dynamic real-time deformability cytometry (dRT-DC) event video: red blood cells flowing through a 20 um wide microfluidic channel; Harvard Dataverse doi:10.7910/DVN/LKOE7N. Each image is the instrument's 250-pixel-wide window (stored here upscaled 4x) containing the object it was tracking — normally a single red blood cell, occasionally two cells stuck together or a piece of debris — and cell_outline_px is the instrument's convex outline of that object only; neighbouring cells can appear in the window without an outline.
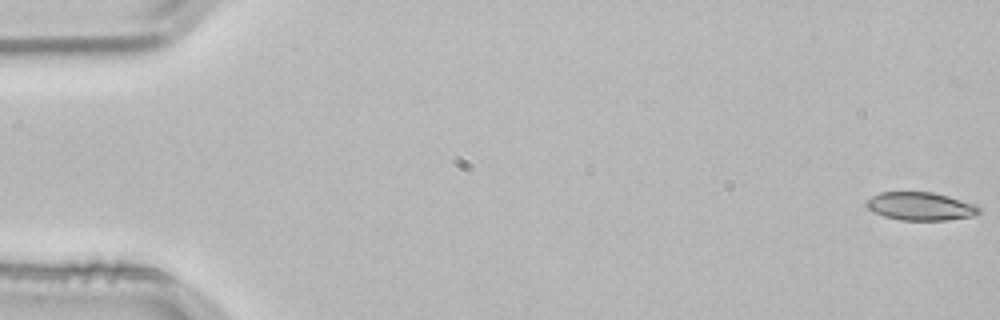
{"species": "common noctule bat (a hibernating species)", "species_latin": "Nyctalus noctula", "temperature_condition": "room temperature", "stored_images_in_passage": 54, "camera_frame_rate_fps": 3000, "um_per_image_px": 0.085, "animal": {"sex": "male", "body_mass_g": 21.5, "forearm_length_mm": 52.0}, "frame": {"image": 1, "passage_image": 1, "time_ms": 0.0, "image_size_px": [1000, 320], "cell_outline_px": [[980, 212], [972, 216], [944, 220], [900, 220], [884, 216], [872, 212], [864, 204], [872, 196], [880, 192], [932, 192], [948, 196], [976, 204], [980, 208]], "centroid_in_image_um": [78.22, 17.53], "position_along_channel_um": 6.8, "area_um2": 18.44}}
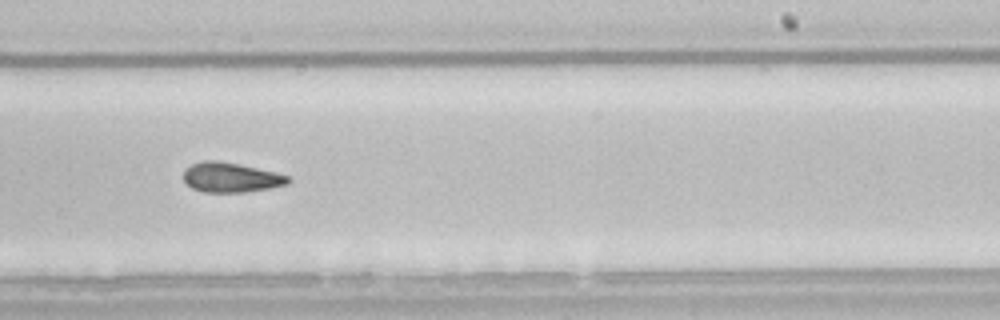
{"frame": {"image": 2, "passage_image": 33, "time_ms": 10.667, "image_size_px": [1000, 320], "cell_outline_px": [[292, 180], [288, 184], [272, 188], [244, 192], [204, 192], [192, 188], [184, 180], [184, 168], [200, 160], [216, 160], [240, 164], [276, 172], [288, 176]], "centroid_in_image_um": [19.64, 15.07], "position_along_channel_um": 269.4, "area_um2": 18.32}}
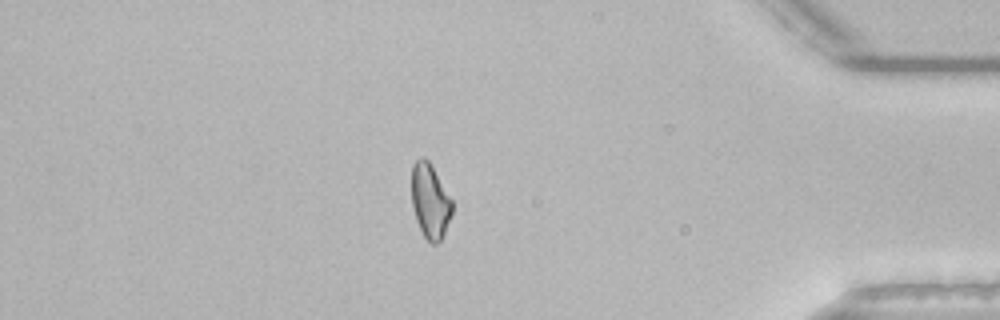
{"frame": {"image": 3, "passage_image": 46, "time_ms": 15.0, "image_size_px": [1000, 320], "cell_outline_px": [[452, 212], [444, 232], [440, 240], [436, 244], [432, 244], [424, 236], [416, 220], [412, 204], [412, 164], [420, 156], [424, 156], [428, 160], [452, 200]], "centroid_in_image_um": [36.54, 17.06], "position_along_channel_um": 398.7, "area_um2": 17.34}, "authors_computed_cell_mechanics": {"area_um2": 18.5538, "velocity_mm_per_s": 3.8453, "shape_relaxation_time_tau1_ms": null, "shape_relaxation_time_tau2_ms": 4.3737, "deformation_change_tau1": null, "deformation_change_tau2": 0.1173}}